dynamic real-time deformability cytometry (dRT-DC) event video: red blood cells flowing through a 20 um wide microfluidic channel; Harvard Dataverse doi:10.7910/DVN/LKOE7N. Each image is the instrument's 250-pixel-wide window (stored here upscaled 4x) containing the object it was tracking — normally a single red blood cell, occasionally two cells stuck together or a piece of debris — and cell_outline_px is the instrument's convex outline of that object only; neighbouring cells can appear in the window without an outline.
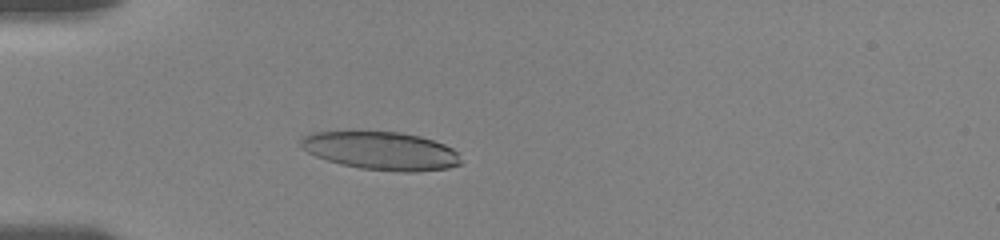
{"species": "human", "species_latin": "Homo sapiens", "temperature_condition": "room temperature", "stored_images_in_passage": 49, "camera_frame_rate_fps": 3000, "um_per_image_px": 0.085, "donor": {"sex": "female"}, "frame": {"image": 1, "passage_image": 13, "time_ms": 5.333, "image_size_px": [1000, 240], "cell_outline_px": [[460, 164], [448, 168], [416, 172], [400, 172], [360, 168], [328, 160], [316, 156], [300, 148], [300, 140], [304, 136], [312, 132], [400, 132], [420, 136], [444, 144], [452, 148], [456, 152], [460, 160]], "centroid_in_image_um": [32.39, 12.82], "position_along_channel_um": 52.6, "area_um2": 35.32}}
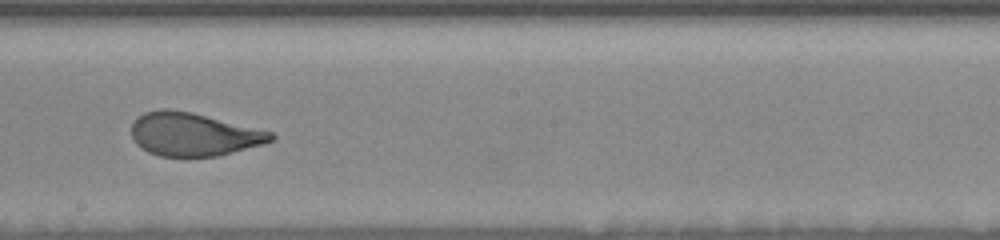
{"frame": {"image": 2, "passage_image": 29, "time_ms": 10.667, "image_size_px": [1000, 240], "cell_outline_px": [[276, 136], [272, 140], [260, 144], [232, 152], [216, 156], [160, 156], [148, 152], [136, 144], [132, 136], [132, 124], [144, 112], [160, 108], [168, 108], [192, 112], [272, 132]], "centroid_in_image_um": [16.4, 11.4], "position_along_channel_um": 231.8, "area_um2": 34.74}}
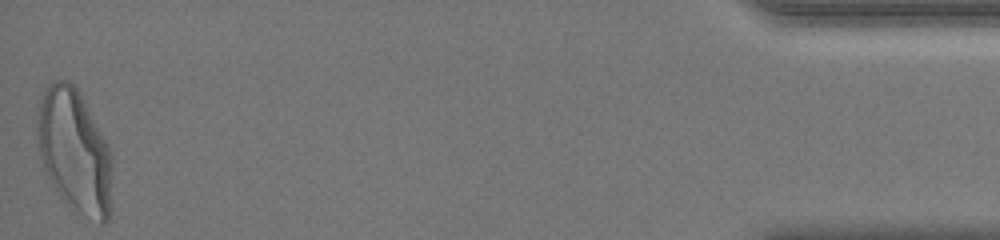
{"frame": {"image": 3, "passage_image": 49, "time_ms": 18.333, "image_size_px": [1000, 240], "cell_outline_px": [[112, 164], [108, 224], [100, 224], [80, 212], [68, 204], [60, 196], [52, 184], [44, 168], [40, 156], [40, 100], [48, 84], [56, 80], [68, 80], [76, 88], [104, 140], [112, 156]], "centroid_in_image_um": [6.36, 12.89], "position_along_channel_um": 428.8, "area_um2": 52.02}, "authors_computed_cell_mechanics": {"area_um2": 37.0498, "velocity_mm_per_s": 3.6446, "shape_relaxation_time_tau1_ms": 4.4295, "shape_relaxation_time_tau2_ms": null, "deformation_change_tau1": 0.197, "deformation_change_tau2": null}}